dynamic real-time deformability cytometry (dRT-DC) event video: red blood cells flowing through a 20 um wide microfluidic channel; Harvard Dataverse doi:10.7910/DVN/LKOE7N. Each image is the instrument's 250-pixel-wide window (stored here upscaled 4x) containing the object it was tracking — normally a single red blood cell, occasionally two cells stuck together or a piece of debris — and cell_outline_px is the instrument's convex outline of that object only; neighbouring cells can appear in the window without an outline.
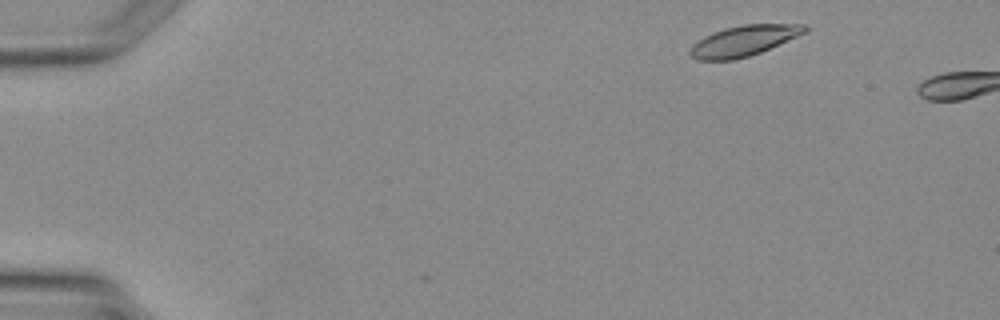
{"species": "Egyptian fruit bat (a non-hibernating species)", "species_latin": "Rousettus aegyptiacus", "temperature_condition": "warm", "stored_images_in_passage": 2, "camera_frame_rate_fps": 3000, "um_per_image_px": 0.085, "animal": {"sex": "female"}, "frame": {"image": 1, "passage_image": 1, "time_ms": 0.0, "image_size_px": [1000, 320], "cell_outline_px": [[808, 28], [804, 32], [796, 36], [760, 52], [748, 56], [732, 60], [696, 60], [688, 52], [692, 44], [704, 36], [712, 32], [724, 28], [744, 24], [808, 24]], "centroid_in_image_um": [63.16, 3.46], "position_along_channel_um": 21.8, "area_um2": 20.23}}